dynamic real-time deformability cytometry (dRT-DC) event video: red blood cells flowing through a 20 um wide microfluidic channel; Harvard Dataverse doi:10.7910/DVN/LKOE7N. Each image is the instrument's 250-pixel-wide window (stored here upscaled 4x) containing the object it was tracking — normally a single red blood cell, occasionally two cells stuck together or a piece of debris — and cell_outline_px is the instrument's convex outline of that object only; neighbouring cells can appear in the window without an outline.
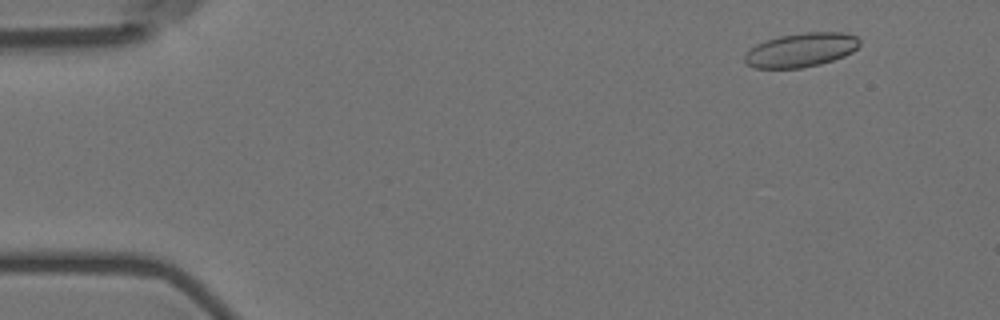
{"species": "Egyptian fruit bat (a non-hibernating species)", "species_latin": "Rousettus aegyptiacus", "temperature_condition": "room temperature", "stored_images_in_passage": 56, "camera_frame_rate_fps": 3000, "um_per_image_px": 0.085, "animal": {"sex": "female"}, "frame": {"image": 1, "passage_image": 4, "time_ms": 1.0, "image_size_px": [1000, 320], "cell_outline_px": [[860, 44], [852, 52], [844, 56], [820, 64], [800, 68], [756, 68], [748, 64], [744, 60], [744, 56], [756, 44], [764, 40], [780, 36], [804, 32], [844, 32], [856, 36], [860, 40]], "centroid_in_image_um": [68.1, 4.24], "position_along_channel_um": 16.9, "area_um2": 22.72}}
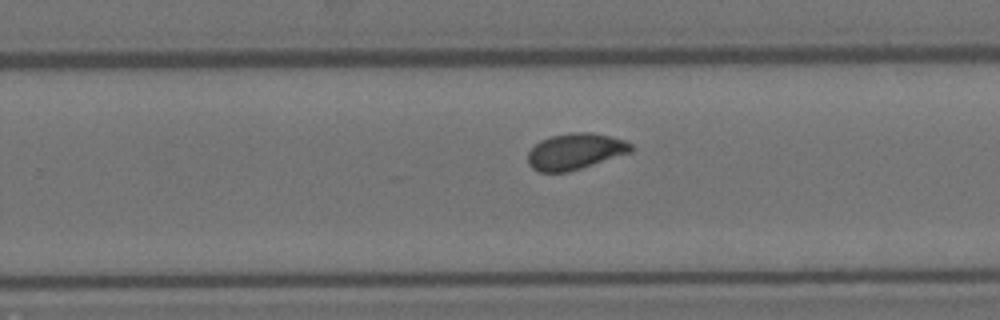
{"frame": {"image": 2, "passage_image": 35, "time_ms": 11.333, "image_size_px": [1000, 320], "cell_outline_px": [[632, 152], [568, 172], [540, 172], [532, 168], [528, 164], [528, 152], [540, 140], [552, 136], [568, 132], [592, 132], [624, 140], [632, 144]], "centroid_in_image_um": [48.88, 12.87], "position_along_channel_um": 280.9, "area_um2": 21.68}}
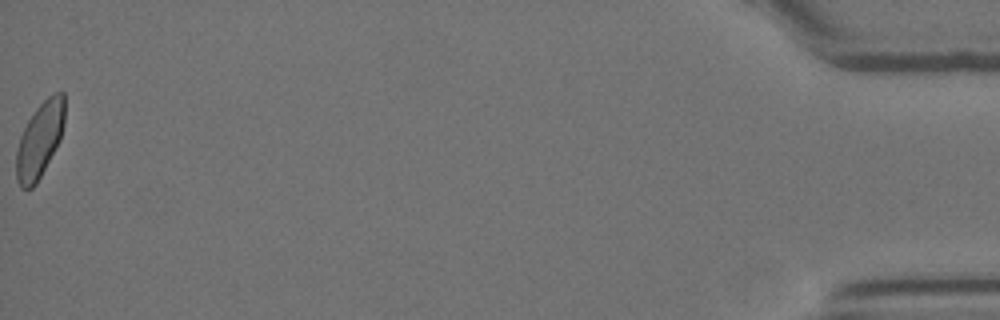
{"frame": {"image": 3, "passage_image": 56, "time_ms": 18.333, "image_size_px": [1000, 320], "cell_outline_px": [[64, 124], [60, 140], [36, 184], [32, 188], [20, 188], [16, 180], [16, 152], [20, 136], [28, 120], [36, 108], [52, 92], [64, 92]], "centroid_in_image_um": [3.37, 11.89], "position_along_channel_um": 431.8, "area_um2": 21.21}, "authors_computed_cell_mechanics": {"area_um2": 21.7328, "velocity_mm_per_s": 3.5603, "shape_relaxation_time_tau1_ms": 4.1156, "shape_relaxation_time_tau2_ms": 0.6769, "deformation_change_tau1": 0.119, "deformation_change_tau2": 0.0556}}